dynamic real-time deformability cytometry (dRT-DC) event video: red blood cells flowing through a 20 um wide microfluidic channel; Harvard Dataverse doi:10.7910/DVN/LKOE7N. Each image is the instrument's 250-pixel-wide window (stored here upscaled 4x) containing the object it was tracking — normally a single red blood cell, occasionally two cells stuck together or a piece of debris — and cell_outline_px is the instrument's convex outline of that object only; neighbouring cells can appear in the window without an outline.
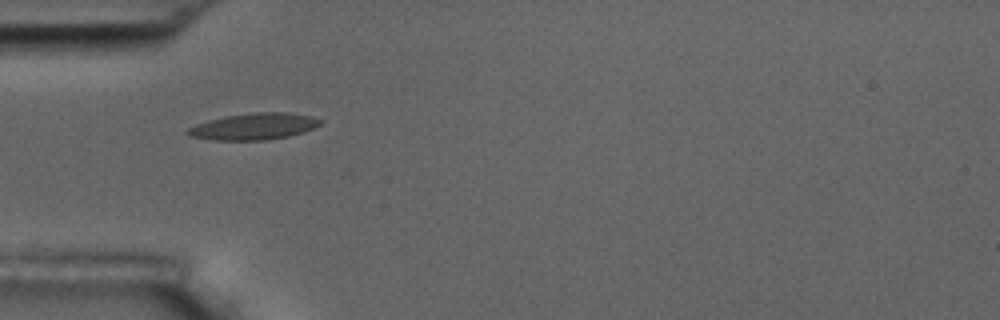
{"species": "common noctule bat (a hibernating species)", "species_latin": "Nyctalus noctula", "temperature_condition": "room temperature", "stored_images_in_passage": 4, "camera_frame_rate_fps": 3000, "um_per_image_px": 0.085, "animal": {"sex": "male", "body_mass_g": 17.5, "forearm_length_mm": 52.3}, "frame": {"image": 1, "passage_image": 1, "time_ms": 0.0, "image_size_px": [1000, 320], "cell_outline_px": [[324, 120], [320, 124], [304, 132], [288, 136], [264, 140], [212, 140], [188, 136], [184, 132], [188, 128], [196, 124], [208, 120], [224, 116], [256, 112], [288, 112], [312, 116]], "centroid_in_image_um": [21.56, 10.74], "position_along_channel_um": 63.4, "area_um2": 20.63}}
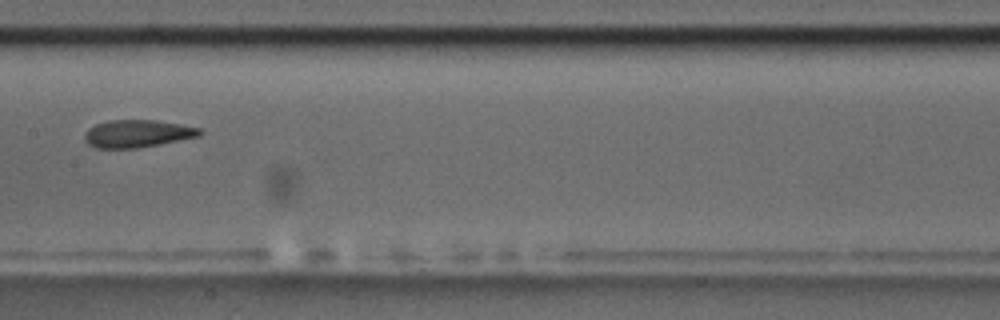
{"frame": {"image": 2, "passage_image": 4, "time_ms": 3.667, "image_size_px": [1000, 320], "cell_outline_px": [[204, 132], [200, 136], [160, 144], [136, 148], [96, 148], [88, 144], [84, 140], [84, 132], [88, 128], [96, 124], [108, 120], [156, 120], [180, 124], [200, 128]], "centroid_in_image_um": [11.67, 11.35], "position_along_channel_um": 195.7, "area_um2": 18.61}}